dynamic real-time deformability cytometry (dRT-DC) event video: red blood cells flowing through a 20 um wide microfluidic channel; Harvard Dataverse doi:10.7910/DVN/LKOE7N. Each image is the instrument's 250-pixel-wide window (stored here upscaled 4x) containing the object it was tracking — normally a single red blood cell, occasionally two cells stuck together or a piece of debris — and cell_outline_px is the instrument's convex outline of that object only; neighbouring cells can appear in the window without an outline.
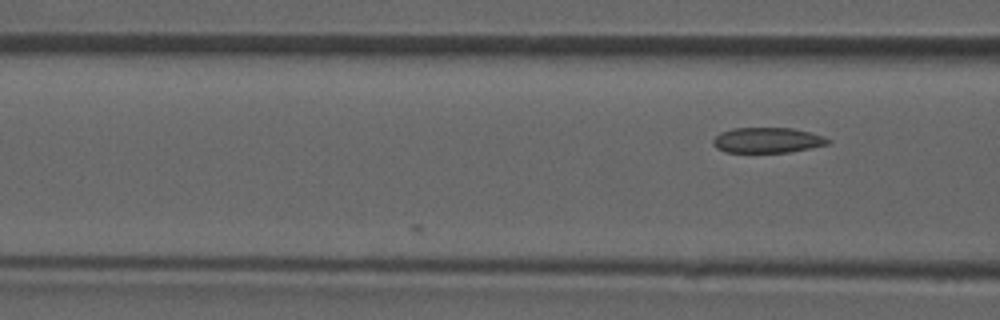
{"species": "common noctule bat (a hibernating species)", "species_latin": "Nyctalus noctula", "temperature_condition": "room temperature", "stored_images_in_passage": 4, "camera_frame_rate_fps": 3000, "um_per_image_px": 0.085, "animal": {"sex": "male", "forearm_length_mm": 52.5}, "frame": {"image": 1, "passage_image": 4, "time_ms": 1.0, "image_size_px": [1000, 320], "cell_outline_px": [[832, 140], [828, 144], [788, 152], [724, 152], [716, 148], [712, 144], [712, 140], [720, 132], [732, 128], [792, 128], [824, 136]], "centroid_in_image_um": [65.19, 11.91], "position_along_channel_um": 101.4, "area_um2": 16.94}}